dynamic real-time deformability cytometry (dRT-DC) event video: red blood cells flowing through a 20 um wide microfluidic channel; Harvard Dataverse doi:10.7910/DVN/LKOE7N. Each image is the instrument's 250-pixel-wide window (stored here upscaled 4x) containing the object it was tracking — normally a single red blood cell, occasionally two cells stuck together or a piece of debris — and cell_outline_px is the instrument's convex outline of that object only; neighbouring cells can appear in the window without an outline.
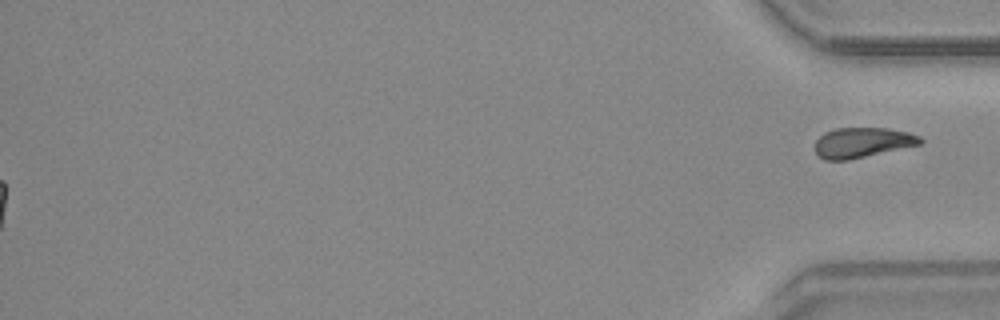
{"species": "common noctule bat (a hibernating species)", "species_latin": "Nyctalus noctula", "temperature_condition": "warm", "stored_images_in_passage": 42, "camera_frame_rate_fps": 3000, "um_per_image_px": 0.085, "animal": {"sex": "male", "body_mass_g": 20.4}, "frame": {"image": 1, "passage_image": 42, "time_ms": 13.667, "image_size_px": [1000, 320], "cell_outline_px": [[924, 140], [920, 144], [848, 160], [824, 160], [816, 152], [816, 140], [824, 132], [836, 128], [884, 128], [908, 132], [920, 136]], "centroid_in_image_um": [73.29, 12.11], "position_along_channel_um": 361.9, "area_um2": 18.26}}